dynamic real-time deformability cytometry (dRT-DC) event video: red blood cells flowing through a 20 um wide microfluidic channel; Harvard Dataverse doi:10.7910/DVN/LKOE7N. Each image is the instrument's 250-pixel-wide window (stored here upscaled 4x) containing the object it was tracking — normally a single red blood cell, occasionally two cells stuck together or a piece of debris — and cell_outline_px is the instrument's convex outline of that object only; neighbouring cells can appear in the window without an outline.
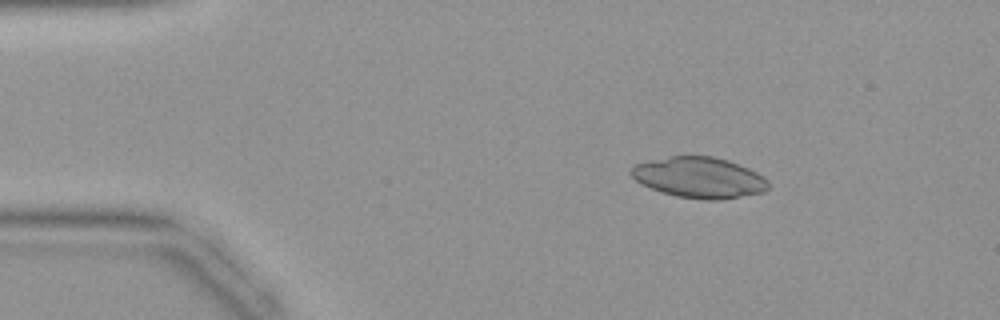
{"species": "common noctule bat (a hibernating species)", "species_latin": "Nyctalus noctula", "temperature_condition": "warm", "stored_images_in_passage": 43, "camera_frame_rate_fps": 3000, "um_per_image_px": 0.085, "animal": {"sex": "female", "body_mass_g": 19.9}, "frame": {"image": 1, "passage_image": 7, "time_ms": 2.0, "image_size_px": [1000, 320], "cell_outline_px": [[768, 188], [764, 192], [720, 200], [704, 200], [676, 196], [640, 184], [628, 172], [636, 164], [668, 156], [712, 156], [728, 160], [748, 168], [764, 176], [768, 180]], "centroid_in_image_um": [59.45, 15.09], "position_along_channel_um": 25.6, "area_um2": 32.54}}